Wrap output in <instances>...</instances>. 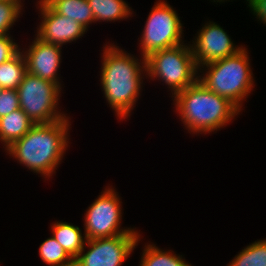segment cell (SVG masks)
Segmentation results:
<instances>
[{
    "label": "cell",
    "instance_id": "cell-1",
    "mask_svg": "<svg viewBox=\"0 0 266 266\" xmlns=\"http://www.w3.org/2000/svg\"><path fill=\"white\" fill-rule=\"evenodd\" d=\"M105 46H103L100 77L102 91L109 106L122 120L130 116L139 98L143 85L142 74L147 72L146 59L139 60L114 43Z\"/></svg>",
    "mask_w": 266,
    "mask_h": 266
},
{
    "label": "cell",
    "instance_id": "cell-2",
    "mask_svg": "<svg viewBox=\"0 0 266 266\" xmlns=\"http://www.w3.org/2000/svg\"><path fill=\"white\" fill-rule=\"evenodd\" d=\"M69 117L47 124H35L5 150L34 173L51 177L68 147Z\"/></svg>",
    "mask_w": 266,
    "mask_h": 266
},
{
    "label": "cell",
    "instance_id": "cell-3",
    "mask_svg": "<svg viewBox=\"0 0 266 266\" xmlns=\"http://www.w3.org/2000/svg\"><path fill=\"white\" fill-rule=\"evenodd\" d=\"M176 111L189 133L217 131L240 110L227 98L208 90L199 80L174 96Z\"/></svg>",
    "mask_w": 266,
    "mask_h": 266
},
{
    "label": "cell",
    "instance_id": "cell-4",
    "mask_svg": "<svg viewBox=\"0 0 266 266\" xmlns=\"http://www.w3.org/2000/svg\"><path fill=\"white\" fill-rule=\"evenodd\" d=\"M249 58L244 47L235 55L200 66L198 71L206 68V73L202 74L204 77L198 75V80L208 90L227 98L241 111L242 102L254 87Z\"/></svg>",
    "mask_w": 266,
    "mask_h": 266
},
{
    "label": "cell",
    "instance_id": "cell-5",
    "mask_svg": "<svg viewBox=\"0 0 266 266\" xmlns=\"http://www.w3.org/2000/svg\"><path fill=\"white\" fill-rule=\"evenodd\" d=\"M145 59L147 72L143 76L164 81L172 98L198 80V67L189 44L155 51Z\"/></svg>",
    "mask_w": 266,
    "mask_h": 266
},
{
    "label": "cell",
    "instance_id": "cell-6",
    "mask_svg": "<svg viewBox=\"0 0 266 266\" xmlns=\"http://www.w3.org/2000/svg\"><path fill=\"white\" fill-rule=\"evenodd\" d=\"M20 108L35 124H47L66 118L58 109L61 88L48 80L26 72L17 88Z\"/></svg>",
    "mask_w": 266,
    "mask_h": 266
},
{
    "label": "cell",
    "instance_id": "cell-7",
    "mask_svg": "<svg viewBox=\"0 0 266 266\" xmlns=\"http://www.w3.org/2000/svg\"><path fill=\"white\" fill-rule=\"evenodd\" d=\"M183 26L177 12L167 3L158 1L149 12L140 40L141 57L183 44Z\"/></svg>",
    "mask_w": 266,
    "mask_h": 266
},
{
    "label": "cell",
    "instance_id": "cell-8",
    "mask_svg": "<svg viewBox=\"0 0 266 266\" xmlns=\"http://www.w3.org/2000/svg\"><path fill=\"white\" fill-rule=\"evenodd\" d=\"M114 188H105L88 207L84 217L86 239L110 238L137 232L134 228H120L122 219L121 199Z\"/></svg>",
    "mask_w": 266,
    "mask_h": 266
},
{
    "label": "cell",
    "instance_id": "cell-9",
    "mask_svg": "<svg viewBox=\"0 0 266 266\" xmlns=\"http://www.w3.org/2000/svg\"><path fill=\"white\" fill-rule=\"evenodd\" d=\"M139 239V232L86 239L83 250L74 259V266H121L136 248ZM86 246L89 249L84 253Z\"/></svg>",
    "mask_w": 266,
    "mask_h": 266
},
{
    "label": "cell",
    "instance_id": "cell-10",
    "mask_svg": "<svg viewBox=\"0 0 266 266\" xmlns=\"http://www.w3.org/2000/svg\"><path fill=\"white\" fill-rule=\"evenodd\" d=\"M197 33L198 35L194 37L195 41L190 44V47L198 68L235 55L244 48L242 45L241 47L236 46L227 32L215 22L205 23Z\"/></svg>",
    "mask_w": 266,
    "mask_h": 266
},
{
    "label": "cell",
    "instance_id": "cell-11",
    "mask_svg": "<svg viewBox=\"0 0 266 266\" xmlns=\"http://www.w3.org/2000/svg\"><path fill=\"white\" fill-rule=\"evenodd\" d=\"M38 8L42 18L37 37L41 40L63 46L83 37L87 29L76 20L56 13L45 1H38Z\"/></svg>",
    "mask_w": 266,
    "mask_h": 266
},
{
    "label": "cell",
    "instance_id": "cell-12",
    "mask_svg": "<svg viewBox=\"0 0 266 266\" xmlns=\"http://www.w3.org/2000/svg\"><path fill=\"white\" fill-rule=\"evenodd\" d=\"M26 49L25 52L22 51V54L26 62L27 72L51 81L61 88L58 77L61 46L45 42L36 36L29 48Z\"/></svg>",
    "mask_w": 266,
    "mask_h": 266
},
{
    "label": "cell",
    "instance_id": "cell-13",
    "mask_svg": "<svg viewBox=\"0 0 266 266\" xmlns=\"http://www.w3.org/2000/svg\"><path fill=\"white\" fill-rule=\"evenodd\" d=\"M35 123L21 109L0 118V141L9 147L14 141L23 137Z\"/></svg>",
    "mask_w": 266,
    "mask_h": 266
},
{
    "label": "cell",
    "instance_id": "cell-14",
    "mask_svg": "<svg viewBox=\"0 0 266 266\" xmlns=\"http://www.w3.org/2000/svg\"><path fill=\"white\" fill-rule=\"evenodd\" d=\"M51 229L52 237L75 259L83 250L86 242V237L82 236L81 229L78 226L62 221L54 222Z\"/></svg>",
    "mask_w": 266,
    "mask_h": 266
},
{
    "label": "cell",
    "instance_id": "cell-15",
    "mask_svg": "<svg viewBox=\"0 0 266 266\" xmlns=\"http://www.w3.org/2000/svg\"><path fill=\"white\" fill-rule=\"evenodd\" d=\"M56 13L76 20L88 30L95 23L93 12L87 0H44Z\"/></svg>",
    "mask_w": 266,
    "mask_h": 266
},
{
    "label": "cell",
    "instance_id": "cell-16",
    "mask_svg": "<svg viewBox=\"0 0 266 266\" xmlns=\"http://www.w3.org/2000/svg\"><path fill=\"white\" fill-rule=\"evenodd\" d=\"M95 22L118 21L131 16L132 8L124 0H87Z\"/></svg>",
    "mask_w": 266,
    "mask_h": 266
},
{
    "label": "cell",
    "instance_id": "cell-17",
    "mask_svg": "<svg viewBox=\"0 0 266 266\" xmlns=\"http://www.w3.org/2000/svg\"><path fill=\"white\" fill-rule=\"evenodd\" d=\"M27 72L21 49L8 61L0 64V86L3 89L17 90Z\"/></svg>",
    "mask_w": 266,
    "mask_h": 266
},
{
    "label": "cell",
    "instance_id": "cell-18",
    "mask_svg": "<svg viewBox=\"0 0 266 266\" xmlns=\"http://www.w3.org/2000/svg\"><path fill=\"white\" fill-rule=\"evenodd\" d=\"M170 251L161 250L153 244L145 245L140 266H192L183 259L182 255L177 256Z\"/></svg>",
    "mask_w": 266,
    "mask_h": 266
},
{
    "label": "cell",
    "instance_id": "cell-19",
    "mask_svg": "<svg viewBox=\"0 0 266 266\" xmlns=\"http://www.w3.org/2000/svg\"><path fill=\"white\" fill-rule=\"evenodd\" d=\"M39 255L50 266H74V259L52 236L41 243Z\"/></svg>",
    "mask_w": 266,
    "mask_h": 266
},
{
    "label": "cell",
    "instance_id": "cell-20",
    "mask_svg": "<svg viewBox=\"0 0 266 266\" xmlns=\"http://www.w3.org/2000/svg\"><path fill=\"white\" fill-rule=\"evenodd\" d=\"M228 266H266V239L247 245Z\"/></svg>",
    "mask_w": 266,
    "mask_h": 266
},
{
    "label": "cell",
    "instance_id": "cell-21",
    "mask_svg": "<svg viewBox=\"0 0 266 266\" xmlns=\"http://www.w3.org/2000/svg\"><path fill=\"white\" fill-rule=\"evenodd\" d=\"M21 0H0V35L9 34V29L20 17Z\"/></svg>",
    "mask_w": 266,
    "mask_h": 266
},
{
    "label": "cell",
    "instance_id": "cell-22",
    "mask_svg": "<svg viewBox=\"0 0 266 266\" xmlns=\"http://www.w3.org/2000/svg\"><path fill=\"white\" fill-rule=\"evenodd\" d=\"M20 108L19 95L15 89H3L0 93V118Z\"/></svg>",
    "mask_w": 266,
    "mask_h": 266
},
{
    "label": "cell",
    "instance_id": "cell-23",
    "mask_svg": "<svg viewBox=\"0 0 266 266\" xmlns=\"http://www.w3.org/2000/svg\"><path fill=\"white\" fill-rule=\"evenodd\" d=\"M20 50L9 34L0 35V64L8 61Z\"/></svg>",
    "mask_w": 266,
    "mask_h": 266
},
{
    "label": "cell",
    "instance_id": "cell-24",
    "mask_svg": "<svg viewBox=\"0 0 266 266\" xmlns=\"http://www.w3.org/2000/svg\"><path fill=\"white\" fill-rule=\"evenodd\" d=\"M251 12L266 26V0H246Z\"/></svg>",
    "mask_w": 266,
    "mask_h": 266
},
{
    "label": "cell",
    "instance_id": "cell-25",
    "mask_svg": "<svg viewBox=\"0 0 266 266\" xmlns=\"http://www.w3.org/2000/svg\"><path fill=\"white\" fill-rule=\"evenodd\" d=\"M214 2H219V3H221V2H225L224 0H213ZM226 1H228V0H226Z\"/></svg>",
    "mask_w": 266,
    "mask_h": 266
}]
</instances>
